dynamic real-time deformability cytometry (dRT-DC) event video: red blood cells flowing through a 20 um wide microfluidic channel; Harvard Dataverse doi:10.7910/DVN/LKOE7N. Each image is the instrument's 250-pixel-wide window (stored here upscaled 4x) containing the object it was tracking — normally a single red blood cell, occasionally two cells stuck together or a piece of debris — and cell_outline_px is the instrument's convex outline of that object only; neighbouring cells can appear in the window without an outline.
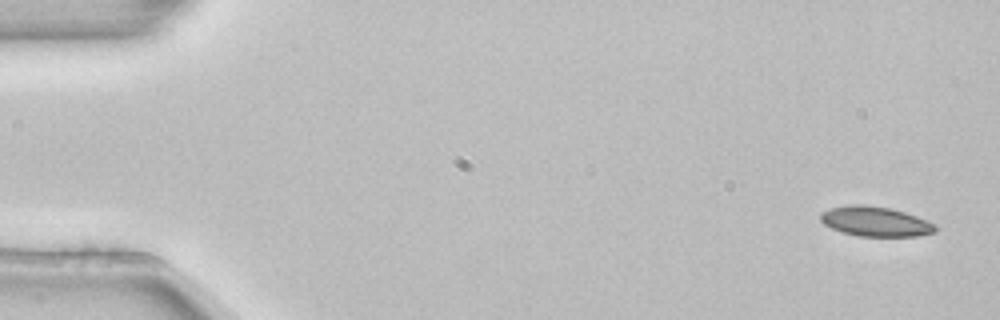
{"species": "common noctule bat (a hibernating species)", "species_latin": "Nyctalus noctula", "temperature_condition": "room temperature", "stored_images_in_passage": 5, "segment_of_instrument_passage": [2, 2], "camera_frame_rate_fps": 3000, "um_per_image_px": 0.085, "animal": {"sex": "female", "body_mass_g": 22.7, "forearm_length_mm": 54.2}, "frame": {"image": 1, "passage_image": 5, "time_ms": 1.333, "image_size_px": [1000, 320], "cell_outline_px": [[936, 232], [916, 236], [860, 236], [844, 232], [832, 228], [824, 224], [820, 220], [820, 212], [828, 208], [852, 204], [864, 204], [892, 208], [916, 216], [936, 224]], "centroid_in_image_um": [74.39, 18.81], "position_along_channel_um": 10.6, "area_um2": 20.0}}